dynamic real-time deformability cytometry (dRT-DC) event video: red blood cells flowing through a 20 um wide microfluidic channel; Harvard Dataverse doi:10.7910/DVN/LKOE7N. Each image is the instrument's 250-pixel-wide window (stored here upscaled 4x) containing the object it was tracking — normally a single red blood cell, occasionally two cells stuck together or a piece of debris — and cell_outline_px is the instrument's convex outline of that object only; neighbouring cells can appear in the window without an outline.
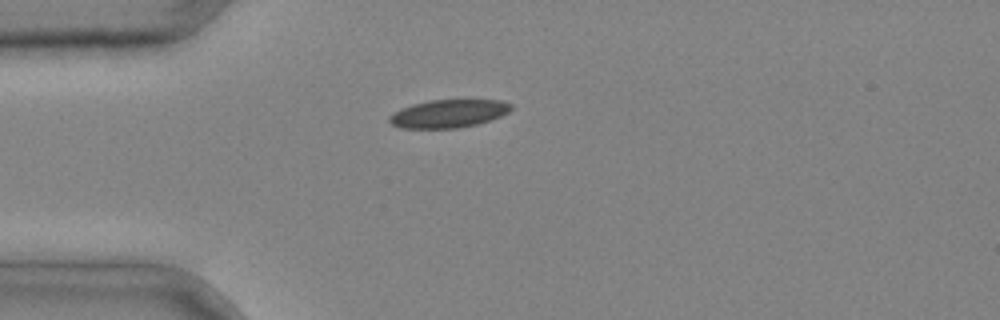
{"species": "common noctule bat (a hibernating species)", "species_latin": "Nyctalus noctula", "temperature_condition": "cold", "stored_images_in_passage": 4, "camera_frame_rate_fps": 3000, "um_per_image_px": 0.085, "animal": {"sex": "male", "body_mass_g": 20.4}, "frame": {"image": 1, "passage_image": 4, "time_ms": 1.0, "image_size_px": [1000, 320], "cell_outline_px": [[512, 108], [508, 112], [500, 116], [476, 124], [456, 128], [400, 128], [392, 124], [388, 120], [388, 116], [392, 112], [400, 108], [412, 104], [432, 100], [500, 100], [512, 104]], "centroid_in_image_um": [38.07, 9.65], "position_along_channel_um": 46.9, "area_um2": 19.83}}